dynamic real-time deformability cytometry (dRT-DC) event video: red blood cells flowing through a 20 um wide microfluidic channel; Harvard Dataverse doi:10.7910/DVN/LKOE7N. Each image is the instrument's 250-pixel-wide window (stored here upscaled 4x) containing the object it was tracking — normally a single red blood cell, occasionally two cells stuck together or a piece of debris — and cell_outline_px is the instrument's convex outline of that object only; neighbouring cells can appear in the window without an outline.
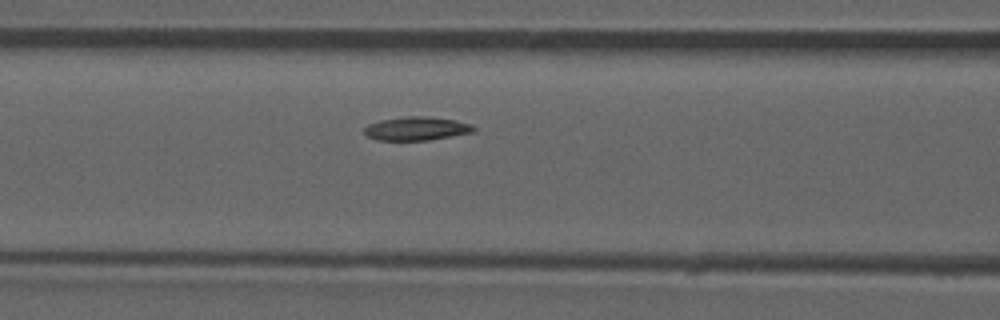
{"species": "common noctule bat (a hibernating species)", "species_latin": "Nyctalus noctula", "temperature_condition": "room temperature", "stored_images_in_passage": 30, "camera_frame_rate_fps": 3000, "um_per_image_px": 0.085, "animal": {"sex": "male", "forearm_length_mm": 52.5}, "frame": {"image": 1, "passage_image": 5, "time_ms": 1.333, "image_size_px": [1000, 320], "cell_outline_px": [[476, 128], [472, 132], [428, 140], [376, 140], [368, 136], [364, 132], [364, 128], [368, 124], [380, 120], [408, 116], [420, 116], [456, 120], [472, 124]], "centroid_in_image_um": [35.39, 10.93], "position_along_channel_um": 131.2, "area_um2": 14.85}}